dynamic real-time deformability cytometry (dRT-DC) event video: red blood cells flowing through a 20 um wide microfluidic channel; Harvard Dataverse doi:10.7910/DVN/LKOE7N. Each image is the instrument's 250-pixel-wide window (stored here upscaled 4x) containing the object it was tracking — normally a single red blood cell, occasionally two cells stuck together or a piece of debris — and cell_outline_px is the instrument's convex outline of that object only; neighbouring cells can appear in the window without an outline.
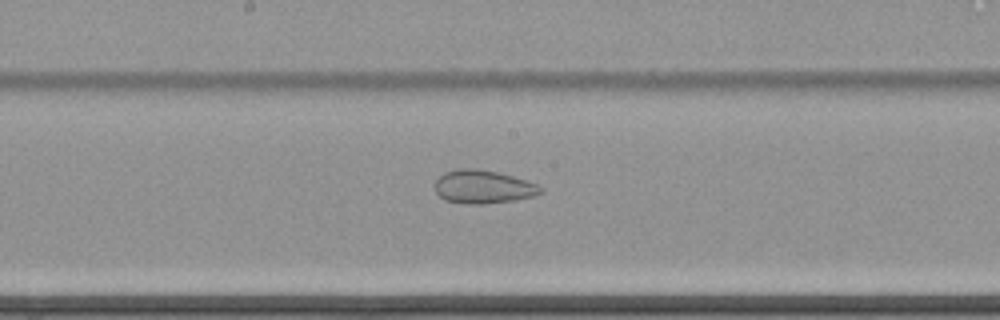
{"species": "common noctule bat (a hibernating species)", "species_latin": "Nyctalus noctula", "temperature_condition": "cold", "stored_images_in_passage": 63, "camera_frame_rate_fps": 3000, "um_per_image_px": 0.085, "animal": {"sex": "female", "body_mass_g": 22.7, "forearm_length_mm": 54.2}, "frame": {"image": 1, "passage_image": 36, "time_ms": 11.667, "image_size_px": [1000, 320], "cell_outline_px": [[544, 192], [532, 196], [516, 200], [484, 204], [464, 204], [444, 200], [436, 192], [436, 180], [444, 172], [456, 168], [476, 168], [496, 172], [512, 176], [536, 184], [544, 188]], "centroid_in_image_um": [41.06, 15.88], "position_along_channel_um": 207.1, "area_um2": 20.58}}
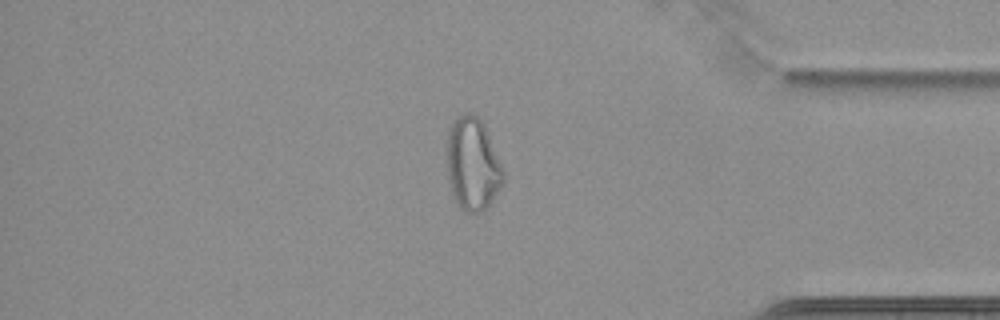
{"frame": {"image": 2, "passage_image": 54, "time_ms": 17.667, "image_size_px": [1000, 320], "cell_outline_px": [[504, 180], [500, 188], [492, 200], [480, 212], [472, 216], [464, 212], [460, 208], [452, 196], [448, 180], [448, 128], [456, 116], [464, 112], [472, 112], [484, 120], [504, 172]], "centroid_in_image_um": [40.17, 13.92], "position_along_channel_um": 395.0, "area_um2": 31.04}}